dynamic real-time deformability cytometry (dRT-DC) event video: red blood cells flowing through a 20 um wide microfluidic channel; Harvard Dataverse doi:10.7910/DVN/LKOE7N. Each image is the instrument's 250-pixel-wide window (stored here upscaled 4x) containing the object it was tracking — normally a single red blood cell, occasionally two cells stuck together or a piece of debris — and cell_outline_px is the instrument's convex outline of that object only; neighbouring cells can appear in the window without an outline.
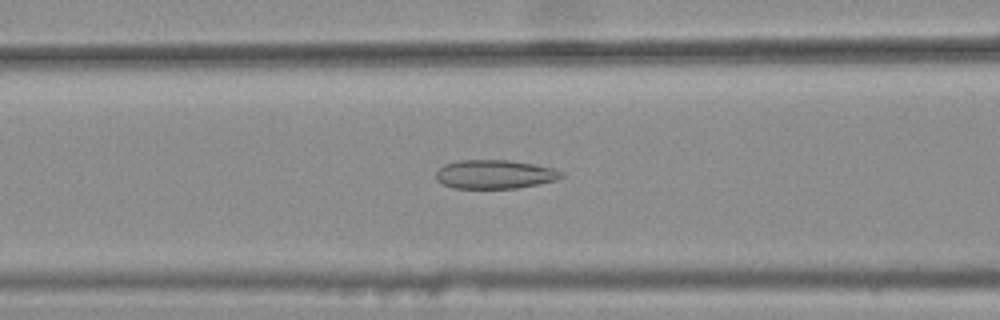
{"species": "common noctule bat (a hibernating species)", "species_latin": "Nyctalus noctula", "temperature_condition": "warm", "stored_images_in_passage": 45, "camera_frame_rate_fps": 3000, "um_per_image_px": 0.085, "animal": {"sex": "female", "body_mass_g": 25.1}, "frame": {"image": 1, "passage_image": 21, "time_ms": 6.667, "image_size_px": [1000, 320], "cell_outline_px": [[564, 176], [556, 180], [540, 184], [516, 188], [452, 188], [440, 184], [436, 180], [436, 172], [444, 164], [460, 160], [512, 160], [552, 168], [564, 172]], "centroid_in_image_um": [42.04, 14.82], "position_along_channel_um": 124.6, "area_um2": 21.21}}
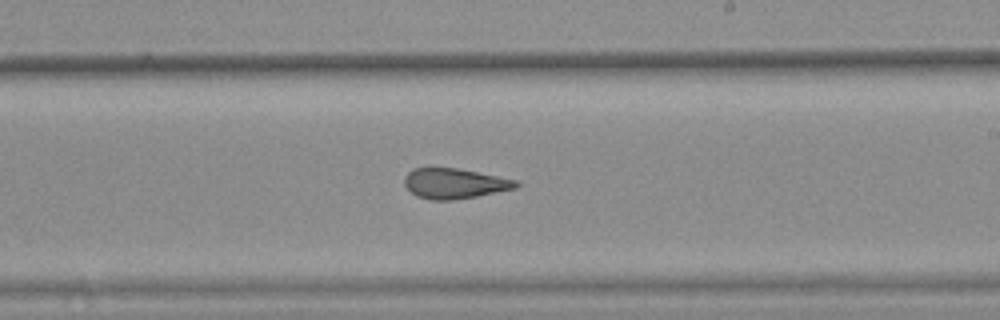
{"frame": {"image": 2, "passage_image": 31, "time_ms": 10.0, "image_size_px": [1000, 320], "cell_outline_px": [[520, 184], [516, 188], [476, 196], [452, 200], [428, 200], [416, 196], [404, 184], [404, 176], [412, 168], [428, 164], [456, 168], [516, 180]], "centroid_in_image_um": [38.53, 15.55], "position_along_channel_um": 250.5, "area_um2": 20.11}}
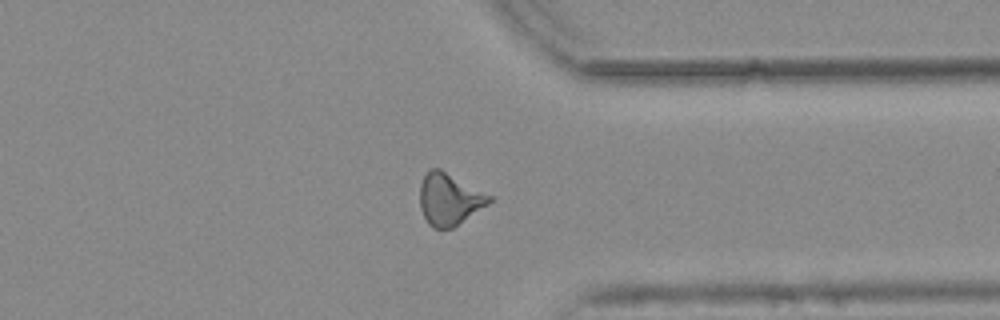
{"frame": {"image": 3, "passage_image": 41, "time_ms": 13.333, "image_size_px": [1000, 320], "cell_outline_px": [[492, 200], [488, 204], [452, 228], [432, 228], [428, 224], [420, 208], [420, 184], [424, 176], [432, 168], [440, 168], [492, 196]], "centroid_in_image_um": [38.17, 16.93], "position_along_channel_um": 373.2, "area_um2": 20.75}, "authors_computed_cell_mechanics": {"area_um2": 21.097, "velocity_mm_per_s": 3.7877, "shape_relaxation_time_tau1_ms": null, "shape_relaxation_time_tau2_ms": 2.5155, "deformation_change_tau1": null, "deformation_change_tau2": 0.1231}}